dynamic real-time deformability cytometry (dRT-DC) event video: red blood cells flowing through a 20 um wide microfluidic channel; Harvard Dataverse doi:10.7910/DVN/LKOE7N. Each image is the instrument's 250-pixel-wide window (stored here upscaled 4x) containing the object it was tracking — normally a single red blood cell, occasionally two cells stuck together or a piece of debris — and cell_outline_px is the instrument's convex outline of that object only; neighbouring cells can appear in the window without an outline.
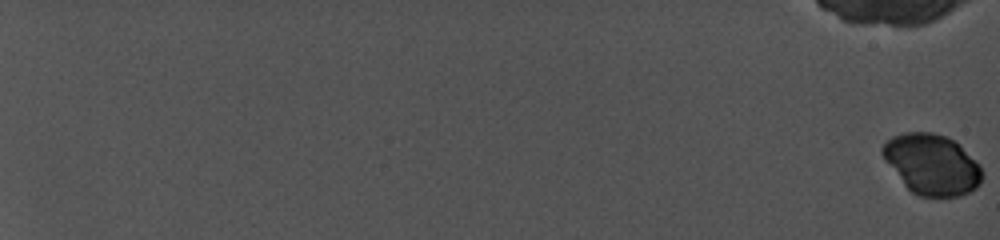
{"species": "common noctule bat (a hibernating species)", "species_latin": "Nyctalus noctula", "temperature_condition": "cold", "stored_images_in_passage": 32, "camera_frame_rate_fps": 5000, "um_per_image_px": 0.085, "animal": {"sex": "female", "body_mass_g": 19.0, "forearm_length_mm": 56.7}, "frame": {"image": 1, "passage_image": 1, "time_ms": 0.0, "image_size_px": [1000, 240], "cell_outline_px": [[984, 176], [980, 184], [976, 188], [960, 196], [920, 196], [912, 192], [904, 184], [884, 160], [880, 152], [880, 148], [892, 136], [904, 132], [932, 132], [948, 136], [980, 164], [984, 172]], "centroid_in_image_um": [79.21, 13.96], "position_along_channel_um": 5.8, "area_um2": 35.2}, "authors_computed_cell_mechanics": {"area_um2": 28.3509, "velocity_mm_per_s": 3.896, "shape_relaxation_time_tau1_ms": 0.6939, "shape_relaxation_time_tau2_ms": 0.1053, "deformation_change_tau1": 0.1348, "deformation_change_tau2": 0.0418}}